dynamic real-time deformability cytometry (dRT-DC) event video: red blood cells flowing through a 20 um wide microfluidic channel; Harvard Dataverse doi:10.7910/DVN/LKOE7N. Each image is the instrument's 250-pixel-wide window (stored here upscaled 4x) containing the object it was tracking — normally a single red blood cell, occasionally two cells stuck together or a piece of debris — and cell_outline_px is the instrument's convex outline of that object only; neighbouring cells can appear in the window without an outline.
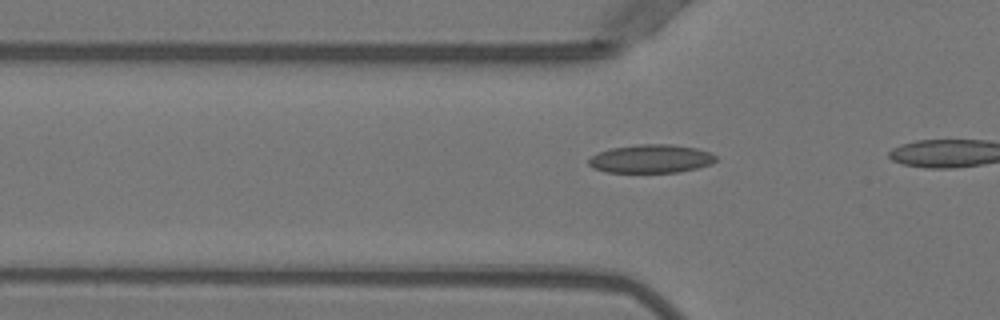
{"species": "Egyptian fruit bat (a non-hibernating species)", "species_latin": "Rousettus aegyptiacus", "temperature_condition": "warm", "stored_images_in_passage": 13, "camera_frame_rate_fps": 3000, "um_per_image_px": 0.085, "animal": {"sex": "female"}, "frame": {"image": 1, "passage_image": 10, "time_ms": 3.0, "image_size_px": [1000, 320], "cell_outline_px": [[716, 160], [712, 164], [696, 168], [676, 172], [604, 172], [592, 168], [588, 164], [588, 160], [596, 152], [612, 148], [636, 144], [672, 144], [696, 148], [708, 152], [716, 156]], "centroid_in_image_um": [55.29, 13.49], "position_along_channel_um": 70.5, "area_um2": 21.1}}